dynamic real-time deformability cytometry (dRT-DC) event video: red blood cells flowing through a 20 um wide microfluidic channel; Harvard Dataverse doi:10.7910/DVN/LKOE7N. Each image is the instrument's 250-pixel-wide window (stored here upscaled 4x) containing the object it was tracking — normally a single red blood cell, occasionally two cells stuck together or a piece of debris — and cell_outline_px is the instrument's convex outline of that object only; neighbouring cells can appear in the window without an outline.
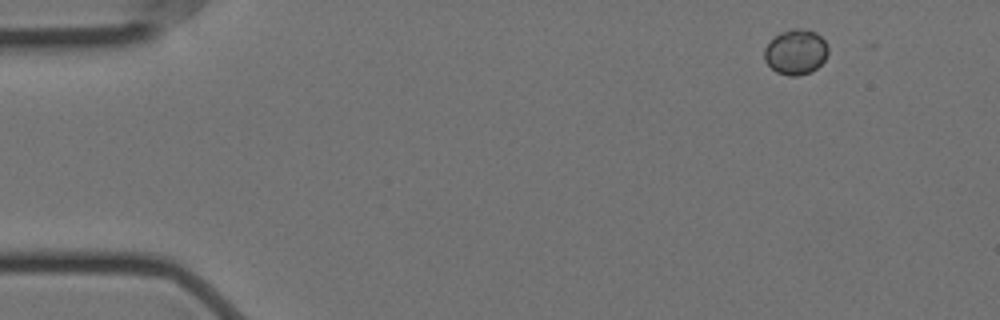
{"species": "Egyptian fruit bat (a non-hibernating species)", "species_latin": "Rousettus aegyptiacus", "temperature_condition": "cold", "stored_images_in_passage": 4, "camera_frame_rate_fps": 3000, "um_per_image_px": 0.085, "animal": {"sex": "female"}, "frame": {"image": 1, "passage_image": 1, "time_ms": 0.0, "image_size_px": [1000, 320], "cell_outline_px": [[828, 52], [824, 60], [812, 72], [796, 76], [788, 76], [776, 72], [764, 60], [764, 48], [780, 32], [792, 28], [800, 28], [816, 32], [828, 44]], "centroid_in_image_um": [67.65, 4.42], "position_along_channel_um": 17.4, "area_um2": 16.82}}